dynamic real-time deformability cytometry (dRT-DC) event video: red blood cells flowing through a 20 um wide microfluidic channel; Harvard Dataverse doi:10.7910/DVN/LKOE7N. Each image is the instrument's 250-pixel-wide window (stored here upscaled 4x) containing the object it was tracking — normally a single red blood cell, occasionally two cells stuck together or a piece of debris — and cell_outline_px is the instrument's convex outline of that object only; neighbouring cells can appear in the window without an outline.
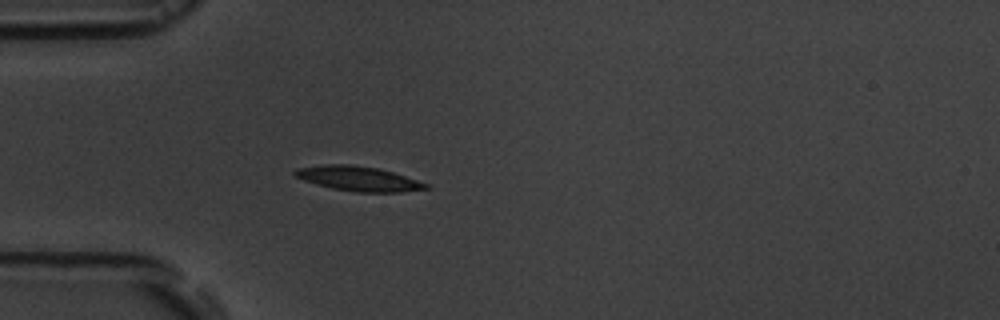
{"species": "common noctule bat (a hibernating species)", "species_latin": "Nyctalus noctula", "temperature_condition": "room temperature", "stored_images_in_passage": 4, "camera_frame_rate_fps": 3000, "um_per_image_px": 0.085, "animal": {"sex": "male", "body_mass_g": 19.5, "forearm_length_mm": 54.6}, "frame": {"image": 1, "passage_image": 4, "time_ms": 3.333, "image_size_px": [1000, 320], "cell_outline_px": [[428, 188], [400, 192], [356, 192], [332, 188], [316, 184], [304, 180], [296, 176], [292, 172], [296, 168], [324, 164], [352, 164], [376, 168], [392, 172], [428, 184]], "centroid_in_image_um": [30.41, 15.18], "position_along_channel_um": 54.6, "area_um2": 18.61}}